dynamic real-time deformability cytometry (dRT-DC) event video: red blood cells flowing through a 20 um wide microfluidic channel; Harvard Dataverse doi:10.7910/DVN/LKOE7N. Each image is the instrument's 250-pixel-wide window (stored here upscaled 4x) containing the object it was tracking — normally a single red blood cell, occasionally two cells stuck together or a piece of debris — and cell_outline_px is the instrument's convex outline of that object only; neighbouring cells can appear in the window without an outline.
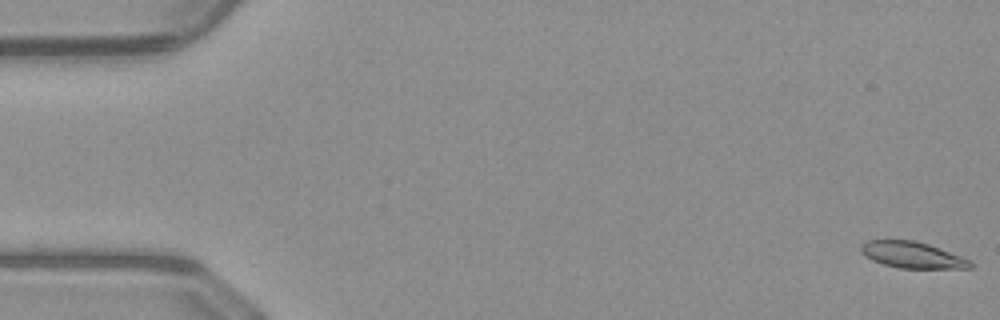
{"species": "common noctule bat (a hibernating species)", "species_latin": "Nyctalus noctula", "temperature_condition": "warm", "stored_images_in_passage": 51, "camera_frame_rate_fps": 3000, "um_per_image_px": 0.085, "animal": {"sex": "male", "body_mass_g": 23.1, "forearm_length_mm": 52.7}, "frame": {"image": 1, "passage_image": 1, "time_ms": 0.0, "image_size_px": [1000, 320], "cell_outline_px": [[972, 268], [900, 268], [884, 264], [872, 260], [864, 256], [860, 252], [860, 244], [868, 240], [916, 240], [940, 248], [972, 260]], "centroid_in_image_um": [77.53, 21.66], "position_along_channel_um": 7.5, "area_um2": 16.88}}
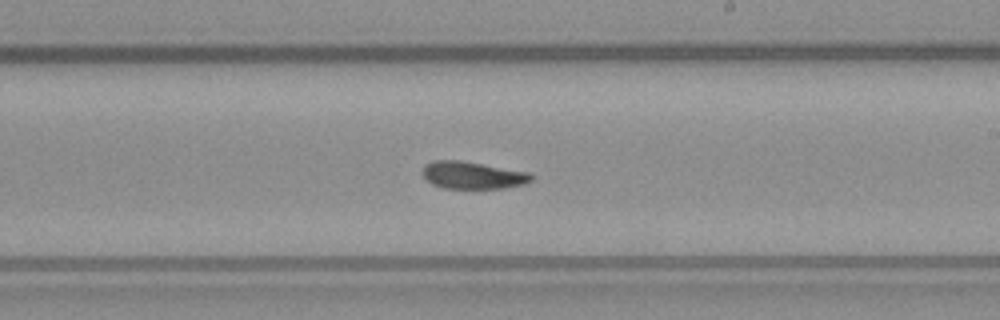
{"frame": {"image": 2, "passage_image": 30, "time_ms": 9.667, "image_size_px": [1000, 320], "cell_outline_px": [[532, 180], [524, 184], [504, 188], [444, 188], [432, 184], [420, 172], [424, 164], [432, 160], [460, 160], [528, 172], [532, 176]], "centroid_in_image_um": [40.12, 14.88], "position_along_channel_um": 248.9, "area_um2": 17.28}}
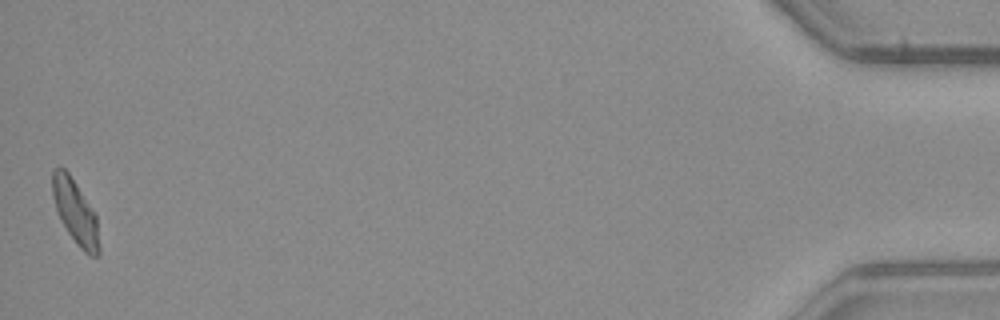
{"frame": {"image": 3, "passage_image": 51, "time_ms": 16.667, "image_size_px": [1000, 320], "cell_outline_px": [[100, 256], [92, 256], [84, 252], [80, 248], [68, 232], [56, 208], [52, 196], [52, 168], [64, 168], [68, 172], [76, 184], [96, 216], [100, 248]], "centroid_in_image_um": [6.41, 18.03], "position_along_channel_um": 428.8, "area_um2": 17.05}, "authors_computed_cell_mechanics": {"area_um2": 17.5134, "velocity_mm_per_s": 4.0337, "shape_relaxation_time_tau1_ms": 4.7368, "shape_relaxation_time_tau2_ms": 7.4812, "deformation_change_tau1": 0.1678, "deformation_change_tau2": 0.1424}}